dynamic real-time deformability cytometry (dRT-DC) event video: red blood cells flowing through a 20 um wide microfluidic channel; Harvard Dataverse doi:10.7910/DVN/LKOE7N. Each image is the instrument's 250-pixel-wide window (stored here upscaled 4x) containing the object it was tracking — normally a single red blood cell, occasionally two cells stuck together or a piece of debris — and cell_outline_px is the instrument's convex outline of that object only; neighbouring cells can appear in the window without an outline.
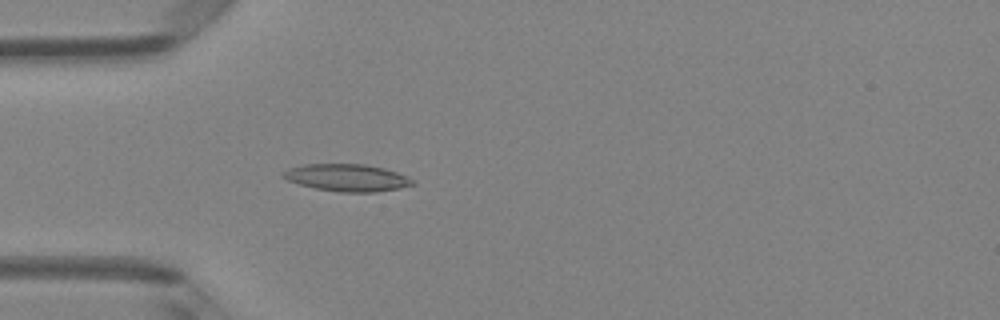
{"species": "Egyptian fruit bat (a non-hibernating species)", "species_latin": "Rousettus aegyptiacus", "temperature_condition": "room temperature", "stored_images_in_passage": 47, "camera_frame_rate_fps": 3000, "um_per_image_px": 0.085, "animal": {"sex": "female"}, "frame": {"image": 1, "passage_image": 12, "time_ms": 3.667, "image_size_px": [1000, 320], "cell_outline_px": [[416, 184], [400, 188], [376, 192], [340, 192], [316, 188], [300, 184], [288, 180], [284, 176], [284, 172], [288, 168], [304, 164], [364, 164], [384, 168], [408, 176]], "centroid_in_image_um": [29.54, 15.1], "position_along_channel_um": 55.5, "area_um2": 20.35}}
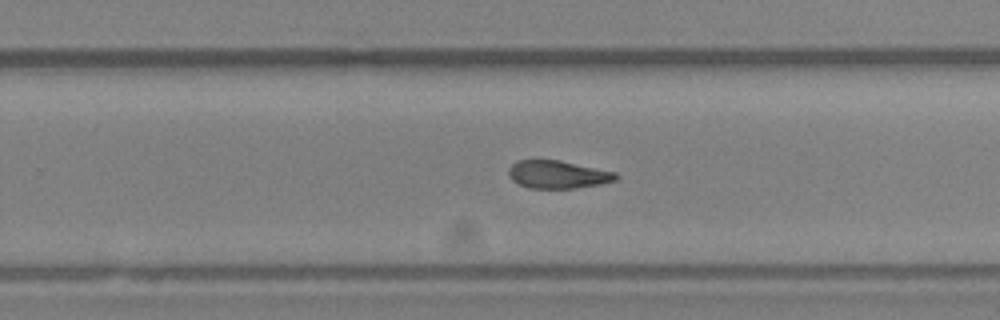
{"frame": {"image": 2, "passage_image": 29, "time_ms": 9.333, "image_size_px": [1000, 320], "cell_outline_px": [[620, 176], [616, 180], [600, 184], [576, 188], [528, 188], [512, 180], [508, 176], [508, 168], [516, 160], [560, 160], [616, 172]], "centroid_in_image_um": [47.41, 14.83], "position_along_channel_um": 282.4, "area_um2": 17.51}}
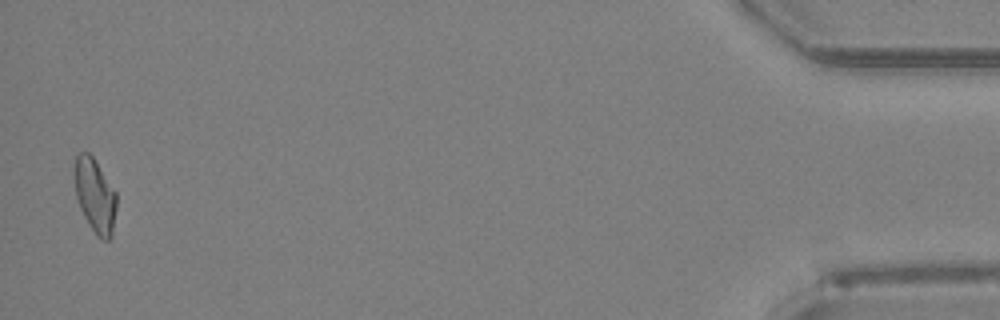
{"frame": {"image": 3, "passage_image": 46, "time_ms": 15.0, "image_size_px": [1000, 320], "cell_outline_px": [[116, 208], [112, 236], [108, 240], [100, 240], [96, 236], [88, 224], [80, 208], [76, 196], [72, 176], [72, 172], [76, 156], [80, 152], [88, 152], [92, 156], [116, 192]], "centroid_in_image_um": [8.04, 16.63], "position_along_channel_um": 427.2, "area_um2": 18.44}, "authors_computed_cell_mechanics": {"area_um2": 18.4382, "velocity_mm_per_s": 4.1275, "shape_relaxation_time_tau1_ms": null, "shape_relaxation_time_tau2_ms": 6.2152, "deformation_change_tau1": null, "deformation_change_tau2": 0.1434}}